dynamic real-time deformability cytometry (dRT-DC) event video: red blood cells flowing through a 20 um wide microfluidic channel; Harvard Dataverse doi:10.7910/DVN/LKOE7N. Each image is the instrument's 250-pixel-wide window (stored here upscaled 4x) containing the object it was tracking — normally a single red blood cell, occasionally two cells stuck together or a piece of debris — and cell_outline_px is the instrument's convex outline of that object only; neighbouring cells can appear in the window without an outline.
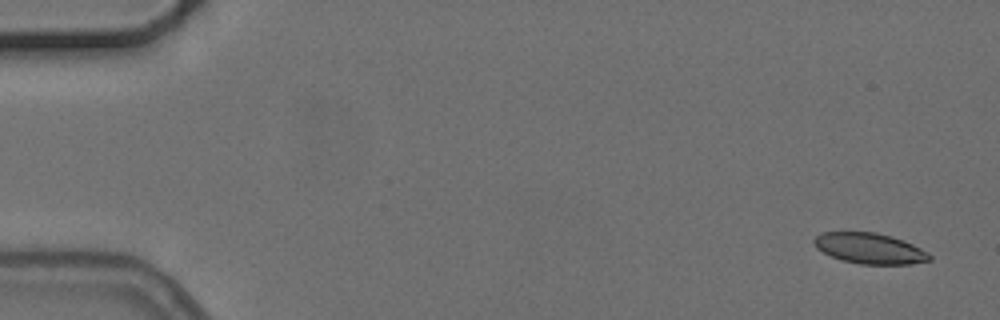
{"species": "common noctule bat (a hibernating species)", "species_latin": "Nyctalus noctula", "temperature_condition": "cold", "stored_images_in_passage": 5, "camera_frame_rate_fps": 3000, "um_per_image_px": 0.085, "animal": {"sex": "female", "body_mass_g": 24.6, "forearm_length_mm": 56.2}, "frame": {"image": 1, "passage_image": 1, "time_ms": 0.0, "image_size_px": [1000, 320], "cell_outline_px": [[932, 260], [912, 264], [860, 264], [840, 260], [816, 248], [812, 240], [816, 236], [824, 232], [876, 232], [892, 236], [912, 244], [928, 252], [932, 256]], "centroid_in_image_um": [73.94, 21.12], "position_along_channel_um": 11.1, "area_um2": 20.69}}
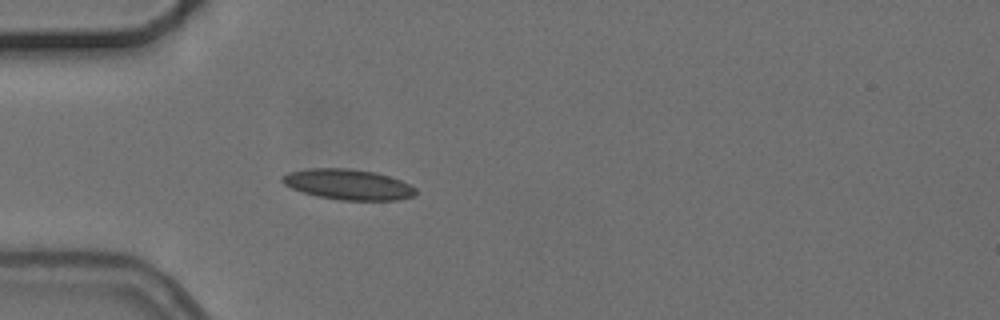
{"frame": {"image": 2, "passage_image": 5, "time_ms": 4.667, "image_size_px": [1000, 320], "cell_outline_px": [[416, 192], [412, 196], [400, 200], [340, 200], [320, 196], [304, 192], [292, 188], [284, 184], [280, 180], [280, 176], [288, 172], [308, 168], [348, 168], [376, 172], [400, 180], [416, 188]], "centroid_in_image_um": [29.57, 15.67], "position_along_channel_um": 55.4, "area_um2": 23.64}}